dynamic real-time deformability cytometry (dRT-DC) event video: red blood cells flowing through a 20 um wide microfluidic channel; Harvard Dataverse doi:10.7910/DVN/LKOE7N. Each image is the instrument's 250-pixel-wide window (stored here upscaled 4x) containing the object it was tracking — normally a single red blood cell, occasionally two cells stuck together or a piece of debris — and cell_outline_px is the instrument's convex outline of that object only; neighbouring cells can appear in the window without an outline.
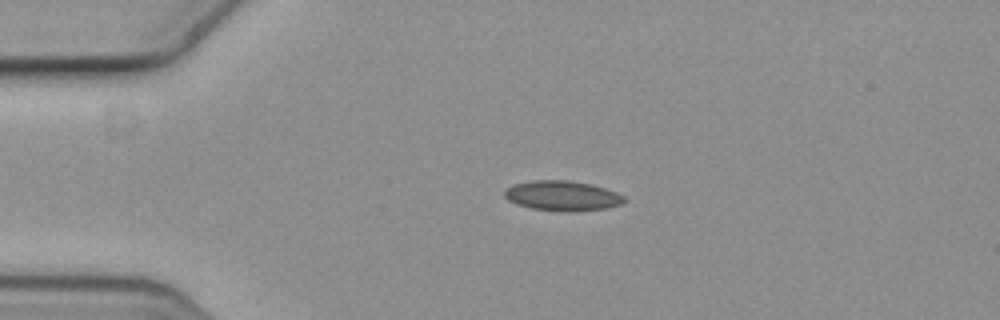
{"species": "common noctule bat (a hibernating species)", "species_latin": "Nyctalus noctula", "temperature_condition": "cold", "stored_images_in_passage": 2, "camera_frame_rate_fps": 3000, "um_per_image_px": 0.085, "animal": {"sex": "female", "body_mass_g": 19.3, "forearm_length_mm": 54.1}, "frame": {"image": 1, "passage_image": 1, "time_ms": 0.0, "image_size_px": [1000, 320], "cell_outline_px": [[624, 204], [608, 208], [576, 212], [564, 212], [532, 208], [516, 204], [508, 200], [504, 196], [504, 192], [512, 184], [532, 180], [568, 180], [588, 184], [604, 188], [616, 192], [624, 196]], "centroid_in_image_um": [47.8, 16.65], "position_along_channel_um": 37.2, "area_um2": 21.04}}